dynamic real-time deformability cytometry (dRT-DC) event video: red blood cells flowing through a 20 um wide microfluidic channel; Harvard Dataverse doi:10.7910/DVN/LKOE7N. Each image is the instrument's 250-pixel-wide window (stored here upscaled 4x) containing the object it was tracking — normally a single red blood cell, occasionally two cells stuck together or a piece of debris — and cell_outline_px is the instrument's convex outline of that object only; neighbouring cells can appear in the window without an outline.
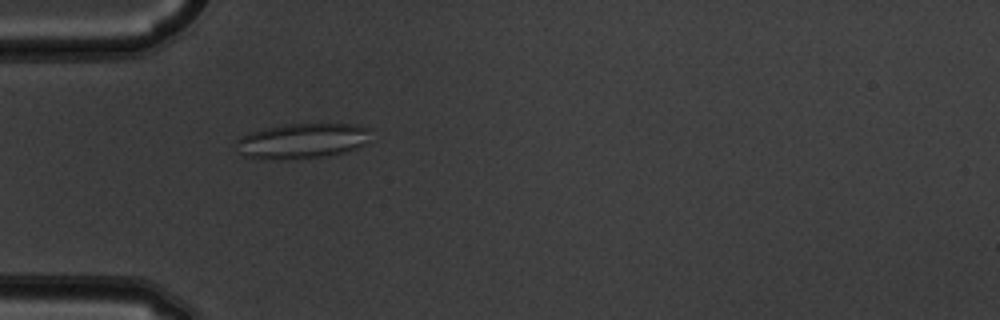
{"species": "common noctule bat (a hibernating species)", "species_latin": "Nyctalus noctula", "temperature_condition": "warm", "stored_images_in_passage": 4, "camera_frame_rate_fps": 3000, "um_per_image_px": 0.085, "animal": {"sex": "male", "body_mass_g": 19.5, "forearm_length_mm": 54.6}, "frame": {"image": 1, "passage_image": 4, "time_ms": 1.0, "image_size_px": [1000, 320], "cell_outline_px": [[372, 128], [364, 144], [356, 148], [344, 152], [324, 156], [280, 160], [244, 156], [240, 152], [236, 140], [248, 132], [264, 128], [284, 124], [356, 124]], "centroid_in_image_um": [25.69, 11.96], "position_along_channel_um": 59.3, "area_um2": 27.46}}